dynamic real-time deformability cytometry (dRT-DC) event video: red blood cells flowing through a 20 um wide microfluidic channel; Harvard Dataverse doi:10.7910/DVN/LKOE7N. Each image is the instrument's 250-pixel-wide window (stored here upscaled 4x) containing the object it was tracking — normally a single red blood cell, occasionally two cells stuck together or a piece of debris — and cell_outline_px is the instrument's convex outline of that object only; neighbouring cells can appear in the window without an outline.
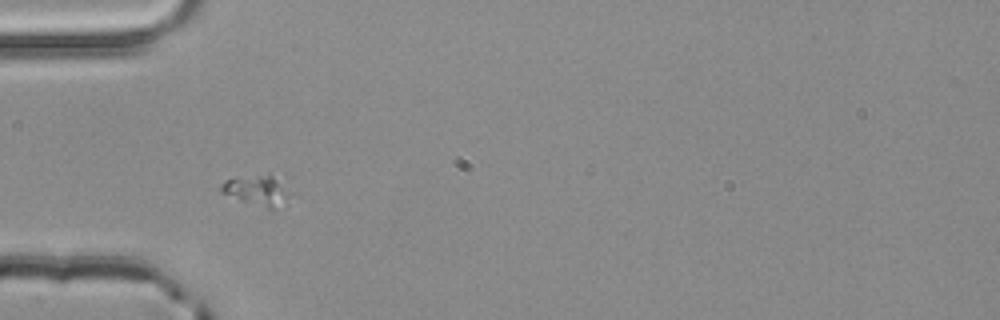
{"species": "common noctule bat (a hibernating species)", "species_latin": "Nyctalus noctula", "temperature_condition": "room temperature", "stored_images_in_passage": 3, "camera_frame_rate_fps": 3000, "um_per_image_px": 0.085, "animal": {"sex": "male", "body_mass_g": 20.4}, "frame": {"image": 1, "passage_image": 3, "time_ms": 0.667, "image_size_px": [1000, 320], "cell_outline_px": [[300, 196], [284, 208], [272, 212], [240, 200], [220, 192], [220, 184], [224, 180], [268, 172], [280, 176]], "centroid_in_image_um": [22.17, 16.23], "position_along_channel_um": 62.8, "area_um2": 14.33}}